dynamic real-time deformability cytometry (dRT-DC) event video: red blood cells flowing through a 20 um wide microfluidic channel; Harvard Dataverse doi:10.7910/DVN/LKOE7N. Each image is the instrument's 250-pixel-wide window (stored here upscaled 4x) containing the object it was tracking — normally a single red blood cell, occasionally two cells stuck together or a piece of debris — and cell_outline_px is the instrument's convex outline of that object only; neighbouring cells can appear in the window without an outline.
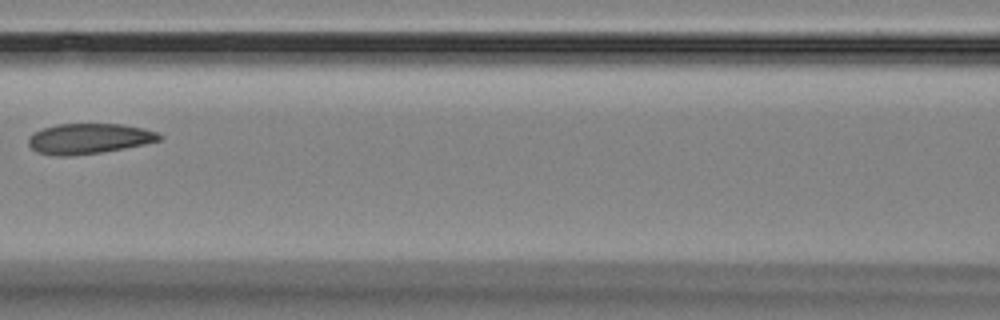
{"species": "Egyptian fruit bat (a non-hibernating species)", "species_latin": "Rousettus aegyptiacus", "temperature_condition": "room temperature", "stored_images_in_passage": 17, "camera_frame_rate_fps": 3000, "um_per_image_px": 0.085, "animal": {"sex": "female"}, "frame": {"image": 1, "passage_image": 8, "time_ms": 8.0, "image_size_px": [1000, 320], "cell_outline_px": [[164, 136], [160, 140], [144, 144], [124, 148], [100, 152], [68, 156], [56, 156], [36, 152], [28, 144], [28, 136], [32, 132], [56, 124], [120, 124], [144, 128], [160, 132]], "centroid_in_image_um": [7.56, 11.78], "position_along_channel_um": 159.0, "area_um2": 23.29}}
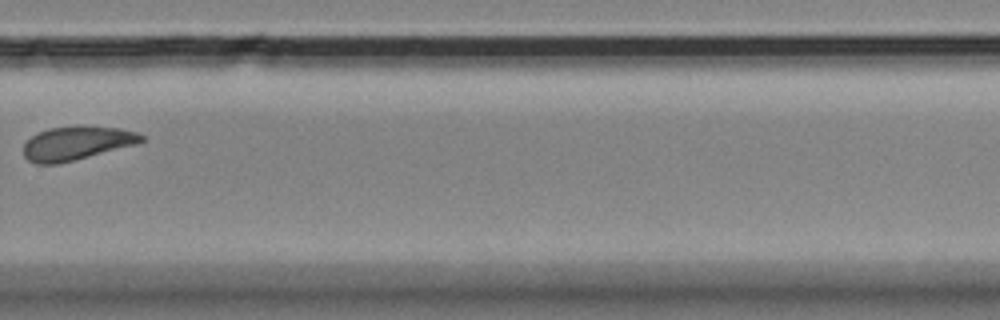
{"frame": {"image": 2, "passage_image": 12, "time_ms": 12.667, "image_size_px": [1000, 320], "cell_outline_px": [[144, 140], [140, 144], [60, 164], [36, 164], [28, 160], [24, 156], [24, 144], [36, 132], [48, 128], [76, 124], [84, 124], [120, 128], [136, 132], [144, 136]], "centroid_in_image_um": [6.55, 12.15], "position_along_channel_um": 323.2, "area_um2": 24.04}}
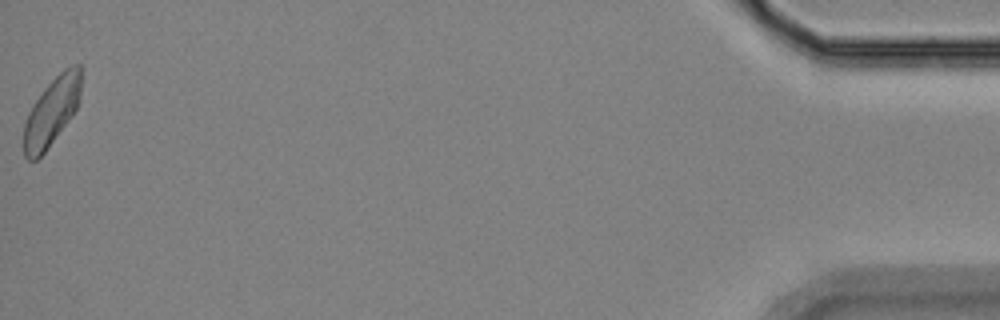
{"frame": {"image": 3, "passage_image": 17, "time_ms": 18.333, "image_size_px": [1000, 320], "cell_outline_px": [[80, 100], [76, 108], [68, 120], [44, 152], [36, 160], [28, 160], [24, 156], [24, 124], [28, 112], [44, 88], [64, 68], [72, 64], [80, 64]], "centroid_in_image_um": [4.38, 9.47], "position_along_channel_um": 430.8, "area_um2": 22.25}, "authors_computed_cell_mechanics": {"area_um2": 23.5246, "velocity_mm_per_s": 3.5417, "shape_relaxation_time_tau1_ms": 7.5359, "shape_relaxation_time_tau2_ms": 2.8812, "deformation_change_tau1": 0.1479, "deformation_change_tau2": 0.0781}}